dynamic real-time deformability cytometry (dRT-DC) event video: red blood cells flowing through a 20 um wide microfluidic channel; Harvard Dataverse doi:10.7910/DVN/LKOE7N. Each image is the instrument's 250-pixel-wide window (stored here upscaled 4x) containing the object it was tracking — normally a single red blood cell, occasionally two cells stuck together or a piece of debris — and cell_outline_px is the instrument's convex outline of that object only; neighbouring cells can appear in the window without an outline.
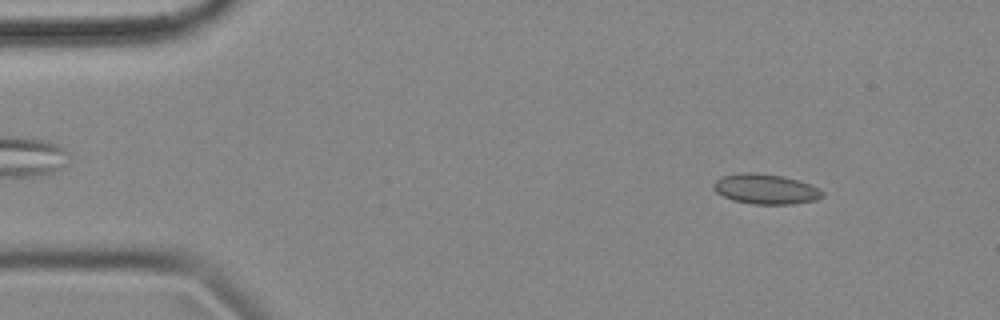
{"species": "common noctule bat (a hibernating species)", "species_latin": "Nyctalus noctula", "temperature_condition": "cold", "stored_images_in_passage": 5, "camera_frame_rate_fps": 3000, "um_per_image_px": 0.085, "animal": {"sex": "female", "body_mass_g": 18.4}, "frame": {"image": 1, "passage_image": 1, "time_ms": 0.0, "image_size_px": [1000, 320], "cell_outline_px": [[824, 196], [816, 200], [792, 204], [752, 204], [732, 200], [716, 192], [712, 188], [712, 184], [716, 180], [724, 176], [748, 172], [784, 176], [800, 180], [824, 192]], "centroid_in_image_um": [65.08, 16.08], "position_along_channel_um": 19.9, "area_um2": 18.96}}
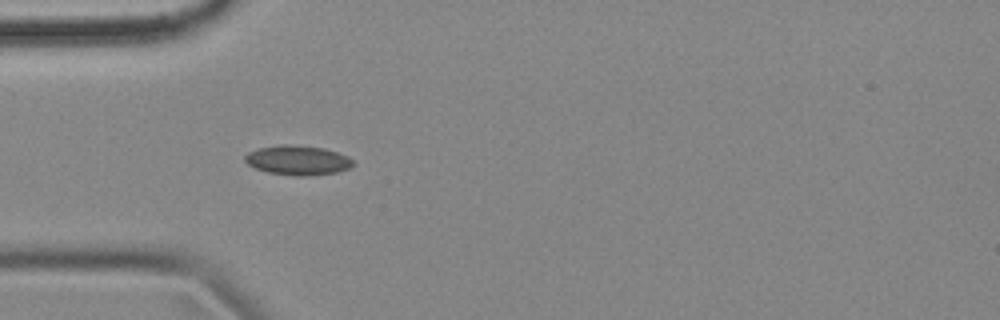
{"frame": {"image": 2, "passage_image": 4, "time_ms": 1.0, "image_size_px": [1000, 320], "cell_outline_px": [[352, 164], [348, 168], [336, 172], [312, 176], [296, 176], [268, 172], [256, 168], [248, 164], [244, 160], [244, 156], [248, 152], [260, 148], [284, 144], [324, 148], [348, 156], [352, 160]], "centroid_in_image_um": [25.29, 13.63], "position_along_channel_um": 59.7, "area_um2": 18.38}}
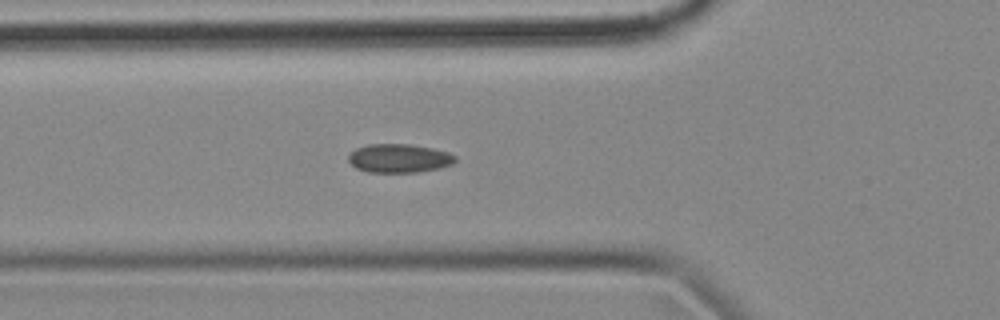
{"frame": {"image": 3, "passage_image": 5, "time_ms": 1.333, "image_size_px": [1000, 320], "cell_outline_px": [[456, 160], [452, 164], [440, 168], [416, 172], [368, 172], [356, 168], [348, 160], [348, 156], [356, 148], [368, 144], [408, 144], [432, 148], [448, 152], [456, 156]], "centroid_in_image_um": [33.93, 13.45], "position_along_channel_um": 91.9, "area_um2": 17.8}}